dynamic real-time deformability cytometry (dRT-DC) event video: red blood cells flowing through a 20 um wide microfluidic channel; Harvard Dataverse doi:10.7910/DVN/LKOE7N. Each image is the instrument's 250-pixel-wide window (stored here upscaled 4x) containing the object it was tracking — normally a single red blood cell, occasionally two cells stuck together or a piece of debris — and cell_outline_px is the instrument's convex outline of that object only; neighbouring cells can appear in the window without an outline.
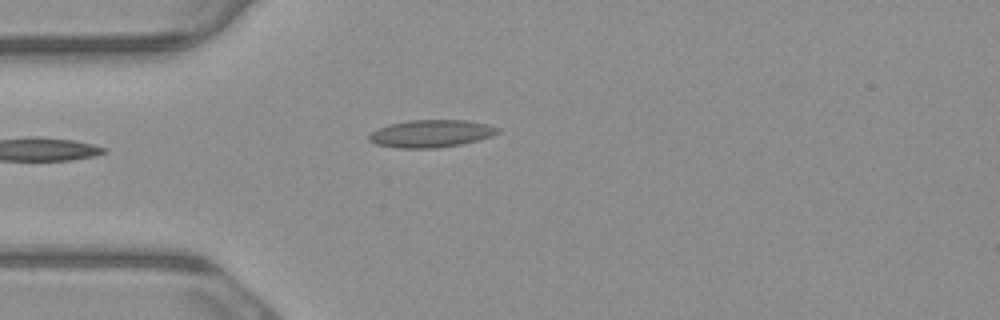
{"species": "common noctule bat (a hibernating species)", "species_latin": "Nyctalus noctula", "temperature_condition": "warm", "stored_images_in_passage": 4, "camera_frame_rate_fps": 3000, "um_per_image_px": 0.085, "animal": {"sex": "male", "body_mass_g": 23.1, "forearm_length_mm": 52.7}, "frame": {"image": 1, "passage_image": 3, "time_ms": 0.667, "image_size_px": [1000, 320], "cell_outline_px": [[500, 132], [492, 136], [460, 144], [436, 148], [396, 148], [376, 144], [368, 140], [368, 136], [372, 132], [388, 124], [408, 120], [468, 120], [488, 124], [500, 128]], "centroid_in_image_um": [36.65, 11.35], "position_along_channel_um": 48.4, "area_um2": 20.63}}